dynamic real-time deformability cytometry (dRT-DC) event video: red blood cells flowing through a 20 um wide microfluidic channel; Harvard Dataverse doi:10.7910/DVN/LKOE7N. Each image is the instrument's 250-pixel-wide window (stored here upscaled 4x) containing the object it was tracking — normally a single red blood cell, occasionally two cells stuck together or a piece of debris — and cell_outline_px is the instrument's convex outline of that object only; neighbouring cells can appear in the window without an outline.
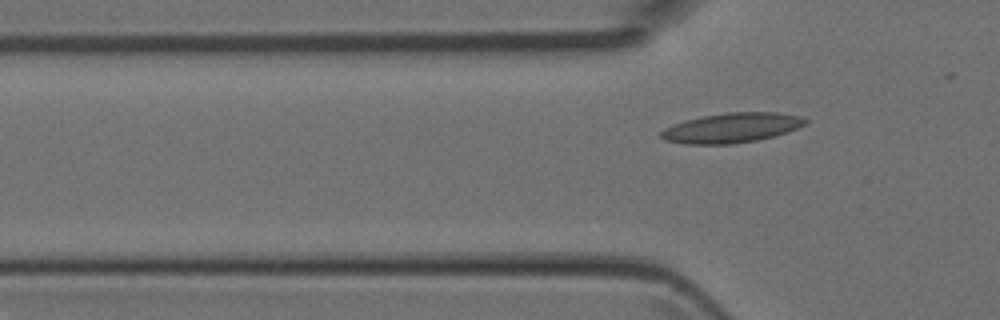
{"species": "Egyptian fruit bat (a non-hibernating species)", "species_latin": "Rousettus aegyptiacus", "temperature_condition": "room temperature", "stored_images_in_passage": 5, "camera_frame_rate_fps": 3000, "um_per_image_px": 0.085, "animal": {"sex": "female"}, "frame": {"image": 1, "passage_image": 5, "time_ms": 1.333, "image_size_px": [1000, 320], "cell_outline_px": [[808, 124], [788, 132], [756, 140], [732, 144], [684, 144], [664, 140], [660, 136], [660, 132], [664, 128], [672, 124], [684, 120], [704, 116], [728, 112], [776, 112], [800, 116], [808, 120]], "centroid_in_image_um": [62.19, 10.86], "position_along_channel_um": 63.6, "area_um2": 25.14}}